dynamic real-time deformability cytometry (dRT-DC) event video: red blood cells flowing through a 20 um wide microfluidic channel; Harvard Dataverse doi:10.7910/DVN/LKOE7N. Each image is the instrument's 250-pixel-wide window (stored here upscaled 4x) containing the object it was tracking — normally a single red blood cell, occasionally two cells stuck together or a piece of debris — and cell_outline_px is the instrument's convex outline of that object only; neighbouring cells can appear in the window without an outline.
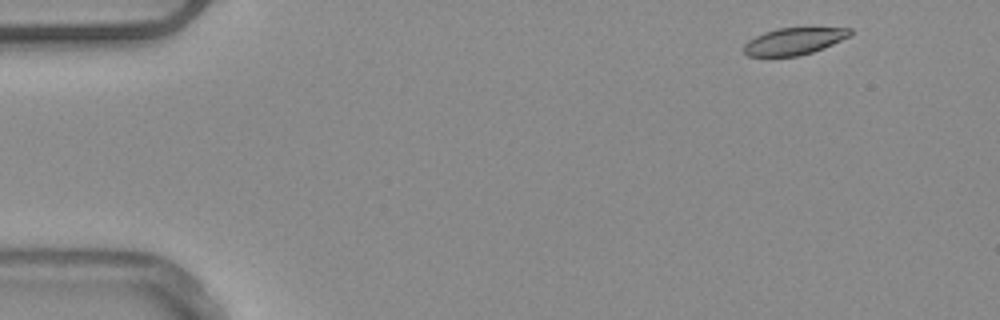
{"species": "common noctule bat (a hibernating species)", "species_latin": "Nyctalus noctula", "temperature_condition": "warm", "stored_images_in_passage": 49, "camera_frame_rate_fps": 3000, "um_per_image_px": 0.085, "animal": {"sex": "male", "body_mass_g": 20.4}, "frame": {"image": 1, "passage_image": 2, "time_ms": 0.333, "image_size_px": [1000, 320], "cell_outline_px": [[852, 36], [824, 48], [800, 56], [748, 56], [744, 52], [744, 44], [748, 40], [764, 32], [776, 28], [852, 28]], "centroid_in_image_um": [67.52, 3.5], "position_along_channel_um": 17.5, "area_um2": 16.76}}
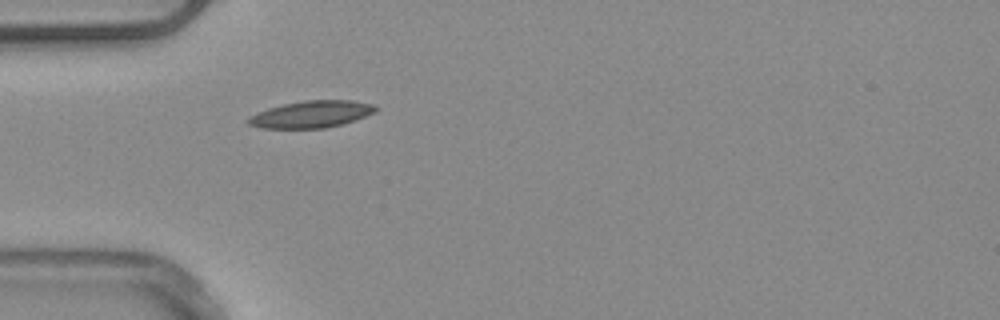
{"frame": {"image": 2, "passage_image": 13, "time_ms": 4.0, "image_size_px": [1000, 320], "cell_outline_px": [[380, 108], [376, 112], [356, 120], [344, 124], [324, 128], [264, 128], [248, 124], [244, 120], [248, 116], [256, 112], [268, 108], [284, 104], [304, 100], [352, 100], [376, 104]], "centroid_in_image_um": [26.5, 9.7], "position_along_channel_um": 58.5, "area_um2": 20.35}}
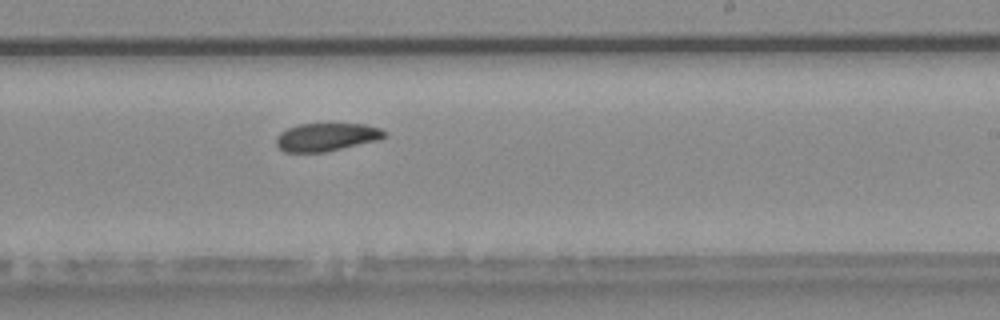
{"frame": {"image": 3, "passage_image": 29, "time_ms": 9.333, "image_size_px": [1000, 320], "cell_outline_px": [[388, 136], [380, 140], [328, 152], [284, 152], [276, 144], [276, 136], [280, 132], [296, 124], [364, 124], [380, 128], [388, 132]], "centroid_in_image_um": [27.8, 11.65], "position_along_channel_um": 261.2, "area_um2": 18.03}, "authors_computed_cell_mechanics": {"area_um2": 18.4382, "velocity_mm_per_s": 3.865, "shape_relaxation_time_tau1_ms": null, "shape_relaxation_time_tau2_ms": 8.9177, "deformation_change_tau1": null, "deformation_change_tau2": 0.1428}}